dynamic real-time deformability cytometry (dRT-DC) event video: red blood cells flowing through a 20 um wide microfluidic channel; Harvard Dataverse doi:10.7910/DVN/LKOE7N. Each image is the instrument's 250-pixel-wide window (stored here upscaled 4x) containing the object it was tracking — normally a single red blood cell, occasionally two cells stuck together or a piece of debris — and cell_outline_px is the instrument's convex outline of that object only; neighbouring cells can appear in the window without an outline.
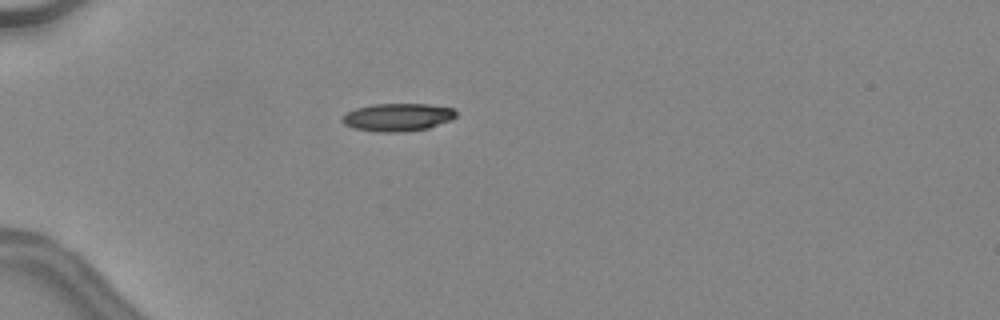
{"species": "common noctule bat (a hibernating species)", "species_latin": "Nyctalus noctula", "temperature_condition": "warm", "stored_images_in_passage": 33, "camera_frame_rate_fps": 3000, "um_per_image_px": 0.085, "animal": {"sex": "female", "body_mass_g": 24.6, "forearm_length_mm": 56.2}, "frame": {"image": 1, "passage_image": 1, "time_ms": 0.0, "image_size_px": [1000, 320], "cell_outline_px": [[456, 116], [452, 120], [428, 128], [400, 132], [376, 132], [352, 128], [344, 124], [340, 120], [348, 112], [356, 108], [372, 104], [428, 104], [452, 108], [456, 112]], "centroid_in_image_um": [33.79, 9.97], "position_along_channel_um": 51.2, "area_um2": 18.5}}
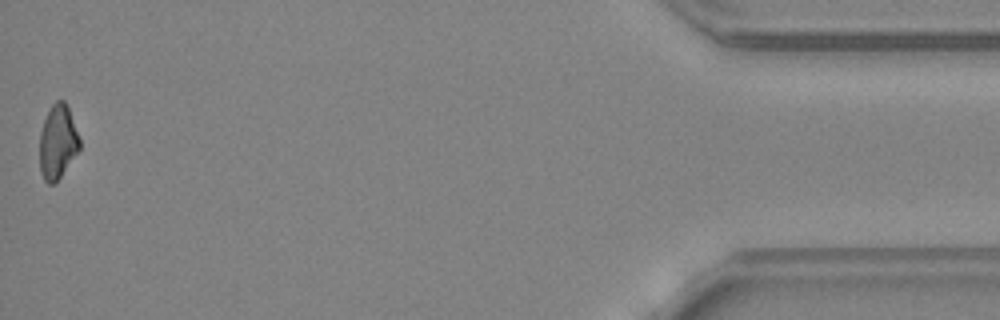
{"frame": {"image": 2, "passage_image": 33, "time_ms": 10.667, "image_size_px": [1000, 320], "cell_outline_px": [[80, 148], [56, 184], [48, 184], [44, 180], [40, 172], [40, 132], [44, 120], [52, 104], [56, 100], [64, 100], [68, 108], [80, 140]], "centroid_in_image_um": [4.89, 12.1], "position_along_channel_um": 430.3, "area_um2": 17.17}}